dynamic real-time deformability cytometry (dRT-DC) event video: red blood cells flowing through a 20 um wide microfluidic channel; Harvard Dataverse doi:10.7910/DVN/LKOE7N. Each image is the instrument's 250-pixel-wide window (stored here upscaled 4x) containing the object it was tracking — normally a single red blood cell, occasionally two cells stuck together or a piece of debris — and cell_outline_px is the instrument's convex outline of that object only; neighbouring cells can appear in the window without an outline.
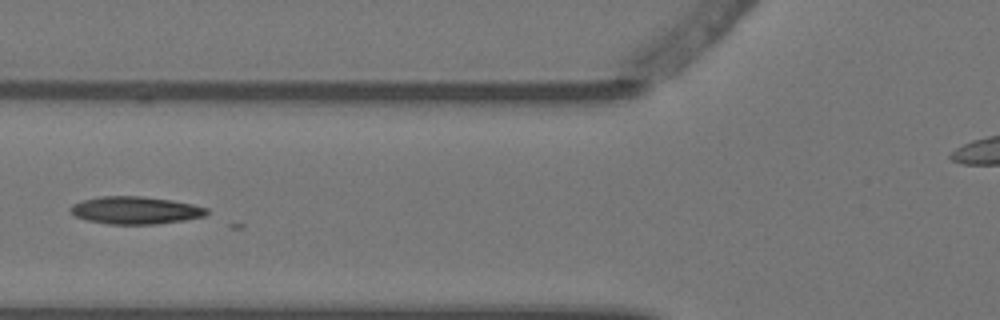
{"species": "Egyptian fruit bat (a non-hibernating species)", "species_latin": "Rousettus aegyptiacus", "temperature_condition": "warm", "stored_images_in_passage": 4, "segment_of_instrument_passage": [1, 2], "camera_frame_rate_fps": 3000, "um_per_image_px": 0.085, "animal": {"sex": "female"}, "frame": {"image": 1, "passage_image": 2, "time_ms": 0.333, "image_size_px": [1000, 320], "cell_outline_px": [[208, 212], [204, 216], [184, 220], [156, 224], [108, 224], [88, 220], [76, 216], [68, 208], [72, 204], [84, 200], [100, 196], [140, 196], [172, 200], [192, 204], [208, 208]], "centroid_in_image_um": [11.51, 17.87], "position_along_channel_um": 114.3, "area_um2": 21.73}}